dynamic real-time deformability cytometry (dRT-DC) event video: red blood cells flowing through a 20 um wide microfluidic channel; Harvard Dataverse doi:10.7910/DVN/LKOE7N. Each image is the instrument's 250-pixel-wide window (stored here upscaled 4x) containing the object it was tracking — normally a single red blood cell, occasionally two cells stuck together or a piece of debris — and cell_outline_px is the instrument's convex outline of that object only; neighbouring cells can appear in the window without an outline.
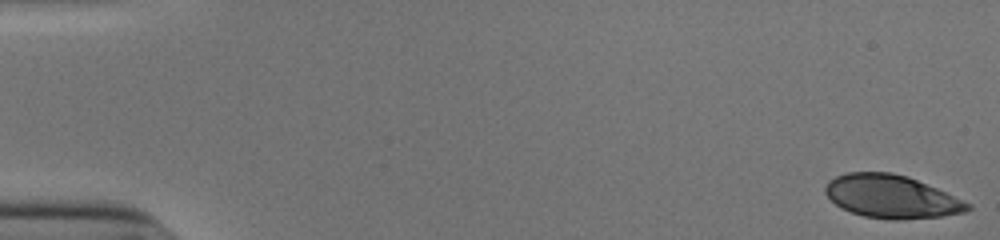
{"species": "human", "species_latin": "Homo sapiens", "temperature_condition": "cold", "stored_images_in_passage": 53, "camera_frame_rate_fps": 3000, "um_per_image_px": 0.085, "donor": {"sex": "male"}, "frame": {"image": 1, "passage_image": 1, "time_ms": 0.0, "image_size_px": [1000, 240], "cell_outline_px": [[972, 208], [964, 212], [940, 216], [896, 220], [892, 220], [864, 216], [840, 208], [824, 192], [824, 188], [828, 180], [836, 176], [848, 172], [892, 172], [908, 176], [936, 188], [972, 204]], "centroid_in_image_um": [75.75, 16.7], "position_along_channel_um": 9.3, "area_um2": 35.6}}
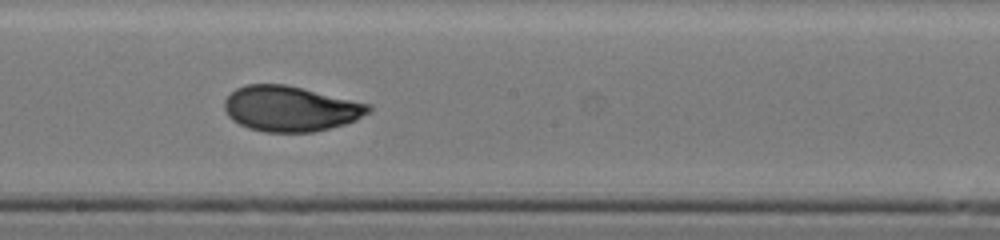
{"frame": {"image": 2, "passage_image": 30, "time_ms": 9.667, "image_size_px": [1000, 240], "cell_outline_px": [[372, 112], [356, 120], [344, 124], [312, 132], [264, 132], [248, 128], [232, 120], [228, 116], [224, 108], [224, 100], [236, 88], [248, 84], [284, 84], [372, 104]], "centroid_in_image_um": [24.7, 9.24], "position_along_channel_um": 223.5, "area_um2": 38.15}}
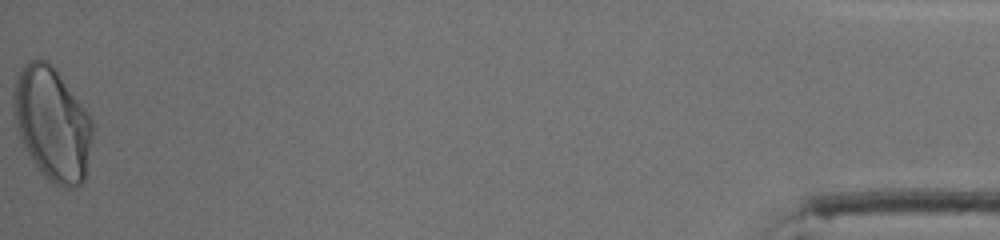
{"frame": {"image": 3, "passage_image": 53, "time_ms": 17.333, "image_size_px": [1000, 240], "cell_outline_px": [[92, 132], [84, 180], [80, 184], [72, 188], [64, 188], [48, 180], [44, 176], [32, 160], [16, 128], [12, 116], [12, 88], [16, 72], [28, 60], [48, 60], [84, 108], [92, 120]], "centroid_in_image_um": [4.37, 10.49], "position_along_channel_um": 430.8, "area_um2": 51.9}, "authors_computed_cell_mechanics": {"area_um2": 37.9168, "velocity_mm_per_s": 3.8999, "shape_relaxation_time_tau1_ms": 7.4512, "shape_relaxation_time_tau2_ms": 0.8771, "deformation_change_tau1": 0.227, "deformation_change_tau2": 0.051}}